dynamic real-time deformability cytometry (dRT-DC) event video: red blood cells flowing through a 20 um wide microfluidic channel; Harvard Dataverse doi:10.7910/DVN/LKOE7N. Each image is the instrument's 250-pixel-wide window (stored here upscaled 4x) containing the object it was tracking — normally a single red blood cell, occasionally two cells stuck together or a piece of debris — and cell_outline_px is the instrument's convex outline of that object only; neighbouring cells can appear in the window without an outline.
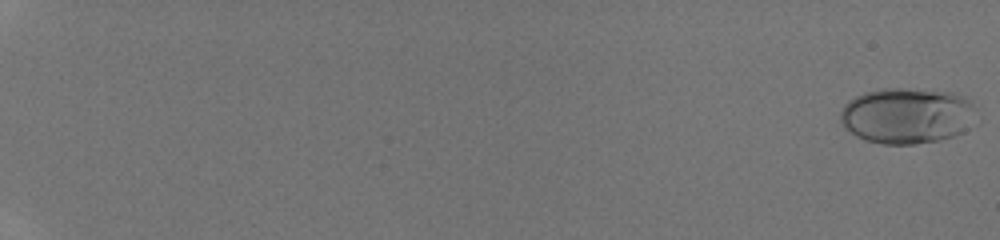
{"species": "human", "species_latin": "Homo sapiens", "temperature_condition": "room temperature", "stored_images_in_passage": 48, "camera_frame_rate_fps": 3000, "um_per_image_px": 0.085, "donor": {"sex": "male"}, "frame": {"image": 1, "passage_image": 1, "time_ms": 0.0, "image_size_px": [1000, 240], "cell_outline_px": [[972, 104], [968, 128], [964, 132], [940, 140], [912, 144], [884, 144], [868, 140], [856, 136], [844, 128], [840, 124], [840, 112], [844, 104], [848, 100], [864, 92], [884, 88], [900, 88], [952, 92], [968, 96], [972, 100]], "centroid_in_image_um": [77.03, 9.82], "position_along_channel_um": 8.0, "area_um2": 44.16}}
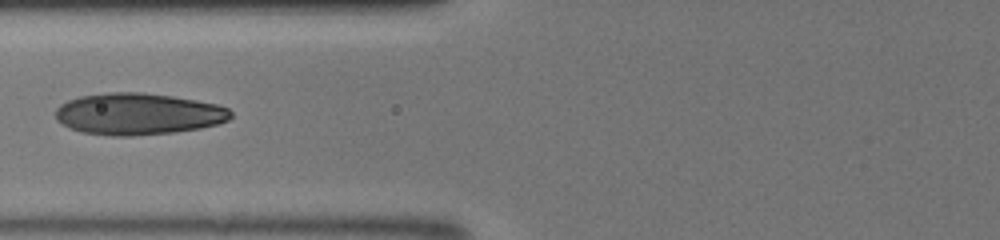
{"frame": {"image": 2, "passage_image": 24, "time_ms": 7.667, "image_size_px": [1000, 240], "cell_outline_px": [[232, 116], [228, 120], [220, 124], [200, 128], [172, 132], [132, 136], [112, 136], [80, 132], [56, 120], [56, 108], [60, 104], [68, 100], [80, 96], [108, 92], [140, 92], [172, 96], [196, 100], [216, 104], [228, 108], [232, 112]], "centroid_in_image_um": [11.75, 9.68], "position_along_channel_um": 114.1, "area_um2": 42.6}}
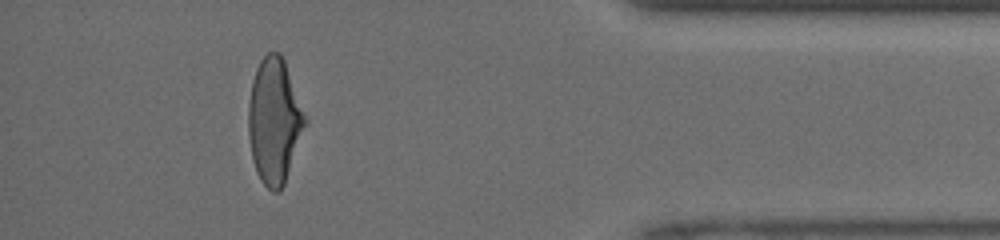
{"frame": {"image": 3, "passage_image": 45, "time_ms": 14.667, "image_size_px": [1000, 240], "cell_outline_px": [[308, 124], [284, 184], [276, 192], [272, 192], [260, 180], [256, 172], [252, 160], [248, 136], [248, 104], [252, 80], [256, 68], [260, 60], [268, 52], [280, 52], [284, 60], [308, 120]], "centroid_in_image_um": [23.32, 10.29], "position_along_channel_um": 411.9, "area_um2": 41.79}}